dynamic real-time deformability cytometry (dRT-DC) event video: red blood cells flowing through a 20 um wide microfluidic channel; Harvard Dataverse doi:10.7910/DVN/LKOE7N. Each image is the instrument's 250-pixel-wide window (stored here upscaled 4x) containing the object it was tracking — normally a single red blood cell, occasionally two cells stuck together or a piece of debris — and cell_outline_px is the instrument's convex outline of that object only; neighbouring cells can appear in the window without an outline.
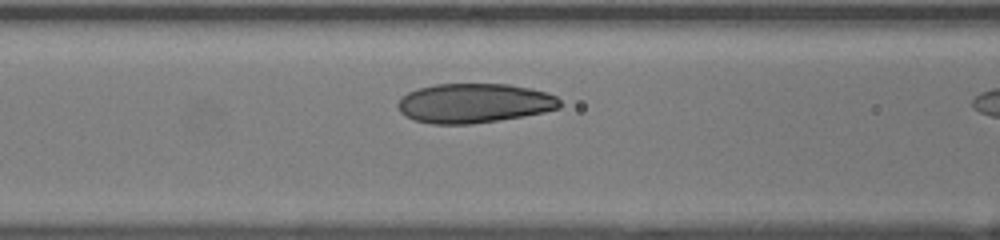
{"species": "human", "species_latin": "Homo sapiens", "temperature_condition": "room temperature", "stored_images_in_passage": 11, "camera_frame_rate_fps": 3000, "um_per_image_px": 0.085, "donor": {"sex": "female"}, "frame": {"image": 1, "passage_image": 7, "time_ms": 2.0, "image_size_px": [1000, 240], "cell_outline_px": [[560, 108], [544, 112], [524, 116], [500, 120], [472, 124], [432, 124], [412, 120], [404, 116], [400, 112], [396, 104], [400, 96], [408, 92], [420, 88], [436, 84], [508, 84], [548, 92], [556, 96], [560, 100]], "centroid_in_image_um": [40.27, 8.78], "position_along_channel_um": 126.3, "area_um2": 37.57}}
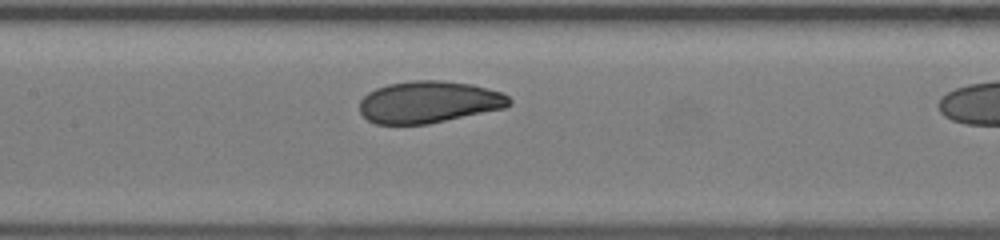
{"frame": {"image": 2, "passage_image": 10, "time_ms": 3.0, "image_size_px": [1000, 240], "cell_outline_px": [[512, 104], [504, 108], [428, 124], [376, 124], [368, 120], [360, 112], [360, 100], [368, 92], [376, 88], [388, 84], [412, 80], [440, 80], [472, 84], [488, 88], [500, 92], [508, 96], [512, 100]], "centroid_in_image_um": [36.45, 8.67], "position_along_channel_um": 170.9, "area_um2": 36.59}}